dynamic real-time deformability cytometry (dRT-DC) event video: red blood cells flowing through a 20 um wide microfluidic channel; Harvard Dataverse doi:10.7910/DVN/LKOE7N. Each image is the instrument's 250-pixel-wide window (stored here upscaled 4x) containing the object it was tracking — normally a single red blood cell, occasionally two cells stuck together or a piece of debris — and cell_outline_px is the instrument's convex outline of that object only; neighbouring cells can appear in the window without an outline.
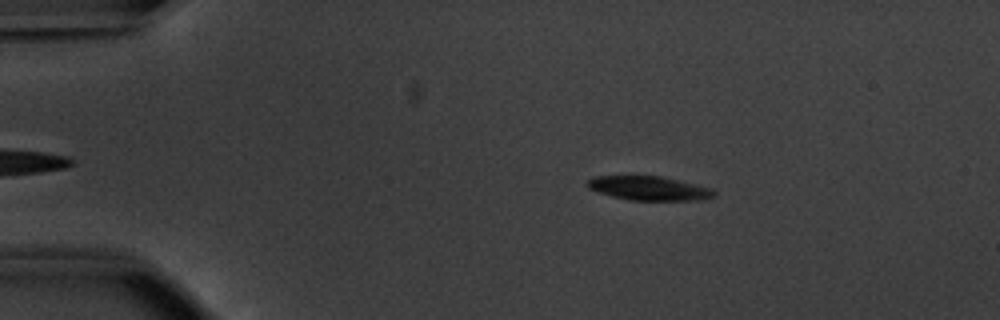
{"species": "common noctule bat (a hibernating species)", "species_latin": "Nyctalus noctula", "temperature_condition": "warm", "stored_images_in_passage": 50, "camera_frame_rate_fps": 3000, "um_per_image_px": 0.085, "animal": {"sex": "male", "body_mass_g": 20.1, "forearm_length_mm": 53.5}, "frame": {"image": 1, "passage_image": 7, "time_ms": 2.0, "image_size_px": [1000, 320], "cell_outline_px": [[716, 196], [704, 200], [628, 200], [612, 196], [588, 188], [584, 184], [592, 176], [660, 176], [696, 184], [712, 188], [716, 192]], "centroid_in_image_um": [55.18, 16.0], "position_along_channel_um": 29.8, "area_um2": 17.86}}
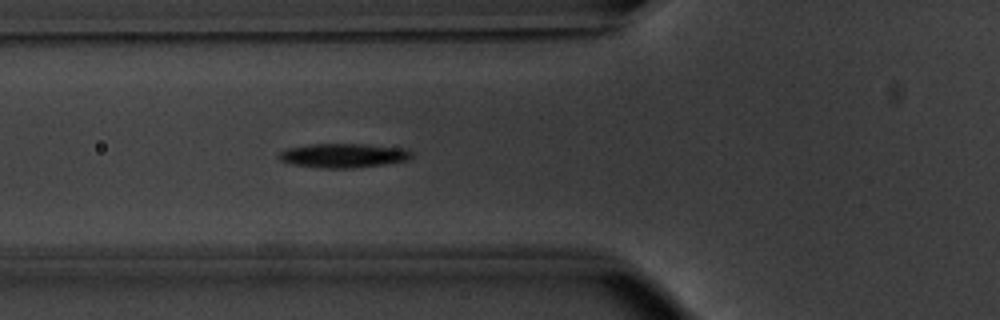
{"frame": {"image": 2, "passage_image": 17, "time_ms": 5.333, "image_size_px": [1000, 320], "cell_outline_px": [[412, 156], [408, 160], [384, 164], [352, 168], [320, 168], [292, 164], [280, 160], [276, 156], [280, 152], [288, 148], [312, 144], [360, 144], [404, 148], [412, 152]], "centroid_in_image_um": [29.17, 13.22], "position_along_channel_um": 96.6, "area_um2": 18.61}}
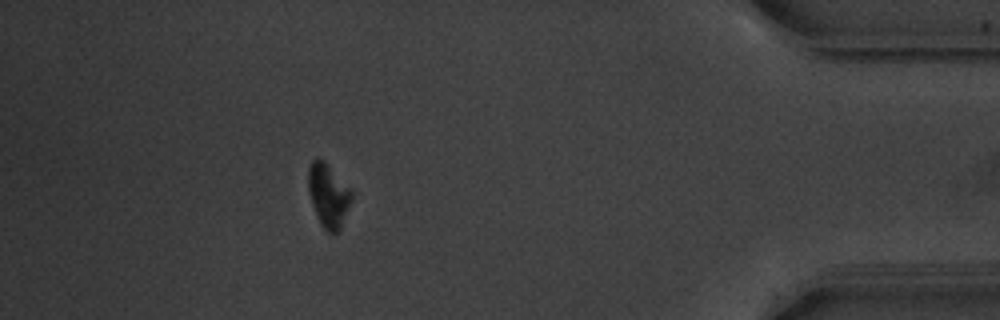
{"frame": {"image": 3, "passage_image": 45, "time_ms": 14.667, "image_size_px": [1000, 320], "cell_outline_px": [[356, 192], [340, 228], [336, 232], [328, 232], [320, 224], [312, 204], [308, 188], [308, 168], [312, 160], [316, 156], [324, 160]], "centroid_in_image_um": [27.94, 16.55], "position_along_channel_um": 407.3, "area_um2": 16.42}, "authors_computed_cell_mechanics": {"area_um2": 18.2359, "velocity_mm_per_s": 3.8134, "shape_relaxation_time_tau1_ms": 1.2519, "shape_relaxation_time_tau2_ms": null, "deformation_change_tau1": 0.1308, "deformation_change_tau2": null}}